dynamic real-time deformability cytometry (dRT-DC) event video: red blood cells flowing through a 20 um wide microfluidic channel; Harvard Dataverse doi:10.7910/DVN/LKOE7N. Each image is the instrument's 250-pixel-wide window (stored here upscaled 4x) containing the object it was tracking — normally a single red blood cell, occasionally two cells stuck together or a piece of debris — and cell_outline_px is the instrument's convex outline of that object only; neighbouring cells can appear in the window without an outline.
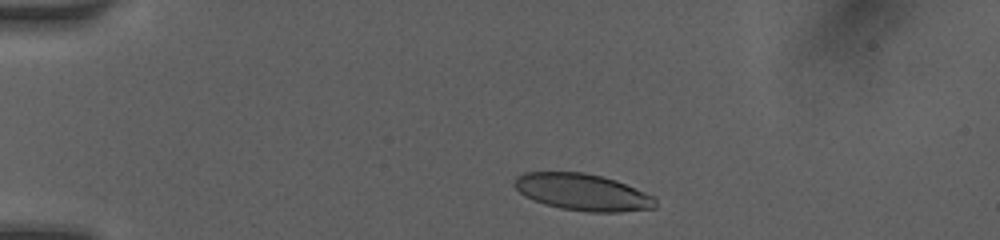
{"species": "human", "species_latin": "Homo sapiens", "temperature_condition": "room temperature", "stored_images_in_passage": 7, "camera_frame_rate_fps": 3000, "um_per_image_px": 0.085, "donor": {"sex": "female"}, "frame": {"image": 1, "passage_image": 2, "time_ms": 1.0, "image_size_px": [1000, 240], "cell_outline_px": [[656, 208], [620, 212], [588, 212], [560, 208], [544, 204], [532, 200], [524, 196], [512, 184], [516, 176], [524, 172], [584, 172], [616, 180], [656, 196]], "centroid_in_image_um": [49.52, 16.33], "position_along_channel_um": 35.5, "area_um2": 30.52}}
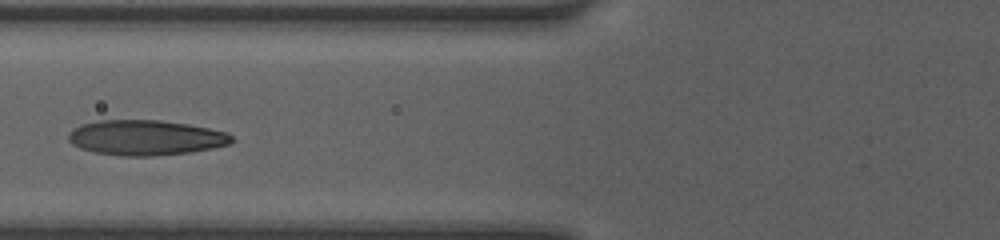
{"frame": {"image": 2, "passage_image": 5, "time_ms": 4.333, "image_size_px": [1000, 240], "cell_outline_px": [[236, 140], [228, 144], [212, 148], [188, 152], [152, 156], [120, 156], [96, 152], [80, 148], [72, 144], [68, 140], [68, 132], [72, 128], [80, 124], [100, 120], [160, 120], [188, 124], [228, 132]], "centroid_in_image_um": [12.36, 11.69], "position_along_channel_um": 113.4, "area_um2": 33.58}}
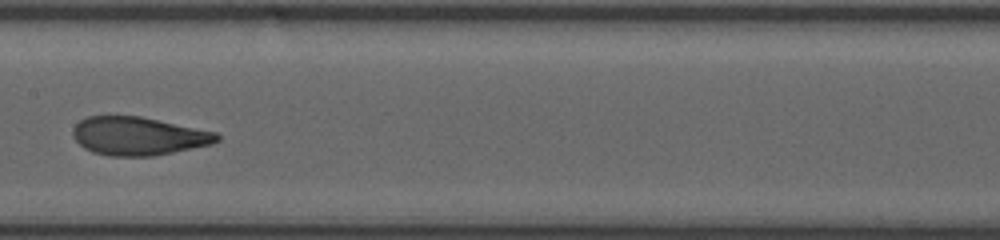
{"frame": {"image": 3, "passage_image": 7, "time_ms": 6.333, "image_size_px": [1000, 240], "cell_outline_px": [[220, 140], [212, 144], [152, 156], [108, 156], [92, 152], [84, 148], [72, 136], [72, 128], [80, 120], [88, 116], [140, 116], [216, 132], [220, 136]], "centroid_in_image_um": [11.73, 11.57], "position_along_channel_um": 195.7, "area_um2": 32.08}}